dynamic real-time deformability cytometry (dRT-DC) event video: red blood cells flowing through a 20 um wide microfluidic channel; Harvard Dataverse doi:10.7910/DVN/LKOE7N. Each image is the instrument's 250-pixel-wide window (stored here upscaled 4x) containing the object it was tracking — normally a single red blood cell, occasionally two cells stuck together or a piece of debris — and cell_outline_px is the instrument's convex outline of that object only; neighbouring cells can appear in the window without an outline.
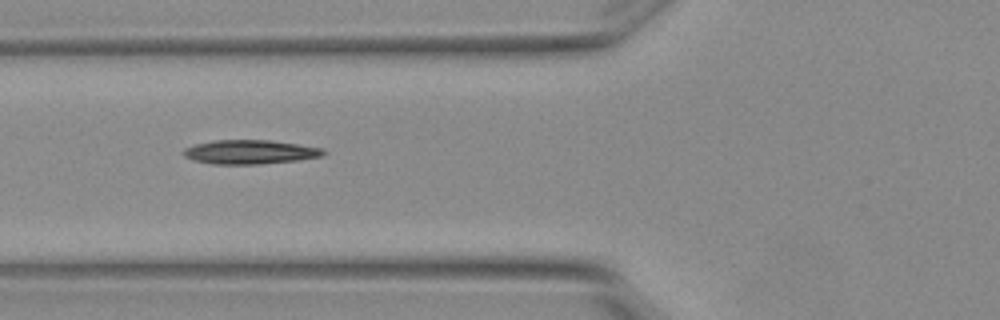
{"species": "Egyptian fruit bat (a non-hibernating species)", "species_latin": "Rousettus aegyptiacus", "temperature_condition": "warm", "stored_images_in_passage": 2, "camera_frame_rate_fps": 3000, "um_per_image_px": 0.085, "animal": {"sex": "female"}, "frame": {"image": 1, "passage_image": 2, "time_ms": 0.333, "image_size_px": [1000, 320], "cell_outline_px": [[324, 152], [320, 156], [296, 160], [260, 164], [212, 164], [192, 160], [184, 156], [180, 152], [184, 148], [196, 144], [212, 140], [268, 140], [324, 148]], "centroid_in_image_um": [21.16, 12.92], "position_along_channel_um": 104.6, "area_um2": 19.54}}